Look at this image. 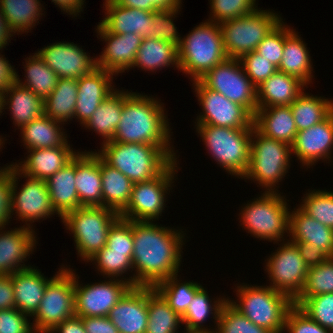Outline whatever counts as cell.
<instances>
[{
	"label": "cell",
	"mask_w": 333,
	"mask_h": 333,
	"mask_svg": "<svg viewBox=\"0 0 333 333\" xmlns=\"http://www.w3.org/2000/svg\"><path fill=\"white\" fill-rule=\"evenodd\" d=\"M19 177L22 179V174L11 164V219L17 213V218L25 221L26 227L33 229L30 224L44 218L46 220L56 212L50 202L46 180L24 176L26 182L18 189Z\"/></svg>",
	"instance_id": "cell-17"
},
{
	"label": "cell",
	"mask_w": 333,
	"mask_h": 333,
	"mask_svg": "<svg viewBox=\"0 0 333 333\" xmlns=\"http://www.w3.org/2000/svg\"><path fill=\"white\" fill-rule=\"evenodd\" d=\"M151 96L136 92L124 94L121 120L112 139L120 143H142L158 145L160 148L171 146L169 119L164 104Z\"/></svg>",
	"instance_id": "cell-2"
},
{
	"label": "cell",
	"mask_w": 333,
	"mask_h": 333,
	"mask_svg": "<svg viewBox=\"0 0 333 333\" xmlns=\"http://www.w3.org/2000/svg\"><path fill=\"white\" fill-rule=\"evenodd\" d=\"M77 96V79L59 78L55 89L44 99V115L63 124L73 120Z\"/></svg>",
	"instance_id": "cell-39"
},
{
	"label": "cell",
	"mask_w": 333,
	"mask_h": 333,
	"mask_svg": "<svg viewBox=\"0 0 333 333\" xmlns=\"http://www.w3.org/2000/svg\"><path fill=\"white\" fill-rule=\"evenodd\" d=\"M148 287L134 286L110 310L108 318L119 333H145L148 324Z\"/></svg>",
	"instance_id": "cell-21"
},
{
	"label": "cell",
	"mask_w": 333,
	"mask_h": 333,
	"mask_svg": "<svg viewBox=\"0 0 333 333\" xmlns=\"http://www.w3.org/2000/svg\"><path fill=\"white\" fill-rule=\"evenodd\" d=\"M205 21L189 31L178 46L180 72L190 75L192 82L228 58L219 24Z\"/></svg>",
	"instance_id": "cell-4"
},
{
	"label": "cell",
	"mask_w": 333,
	"mask_h": 333,
	"mask_svg": "<svg viewBox=\"0 0 333 333\" xmlns=\"http://www.w3.org/2000/svg\"><path fill=\"white\" fill-rule=\"evenodd\" d=\"M210 299L208 292L202 286L195 294L192 302L188 306L186 312L181 316L182 324H185L186 331L199 333H214L207 327H203V323L209 318L210 314L215 319V324L219 319L220 311L223 305L227 302V298L220 297L216 300Z\"/></svg>",
	"instance_id": "cell-38"
},
{
	"label": "cell",
	"mask_w": 333,
	"mask_h": 333,
	"mask_svg": "<svg viewBox=\"0 0 333 333\" xmlns=\"http://www.w3.org/2000/svg\"><path fill=\"white\" fill-rule=\"evenodd\" d=\"M0 53V93L4 94L16 82V70ZM4 57V58H3Z\"/></svg>",
	"instance_id": "cell-61"
},
{
	"label": "cell",
	"mask_w": 333,
	"mask_h": 333,
	"mask_svg": "<svg viewBox=\"0 0 333 333\" xmlns=\"http://www.w3.org/2000/svg\"><path fill=\"white\" fill-rule=\"evenodd\" d=\"M175 160L161 175L153 180L134 183L127 207L119 214L120 218L132 221H155L166 207V194L172 189L175 174L178 172Z\"/></svg>",
	"instance_id": "cell-12"
},
{
	"label": "cell",
	"mask_w": 333,
	"mask_h": 333,
	"mask_svg": "<svg viewBox=\"0 0 333 333\" xmlns=\"http://www.w3.org/2000/svg\"><path fill=\"white\" fill-rule=\"evenodd\" d=\"M60 268L48 282L40 306L32 316L35 333H49L57 324L75 315L74 270L64 265Z\"/></svg>",
	"instance_id": "cell-11"
},
{
	"label": "cell",
	"mask_w": 333,
	"mask_h": 333,
	"mask_svg": "<svg viewBox=\"0 0 333 333\" xmlns=\"http://www.w3.org/2000/svg\"><path fill=\"white\" fill-rule=\"evenodd\" d=\"M261 197L247 202L241 209L240 224L248 233L260 240L281 242L289 234V214L285 196L279 192H264ZM285 199V200H284Z\"/></svg>",
	"instance_id": "cell-9"
},
{
	"label": "cell",
	"mask_w": 333,
	"mask_h": 333,
	"mask_svg": "<svg viewBox=\"0 0 333 333\" xmlns=\"http://www.w3.org/2000/svg\"><path fill=\"white\" fill-rule=\"evenodd\" d=\"M208 153L220 167L239 179L246 174L250 163L252 129H235L196 124ZM240 176V177H239Z\"/></svg>",
	"instance_id": "cell-6"
},
{
	"label": "cell",
	"mask_w": 333,
	"mask_h": 333,
	"mask_svg": "<svg viewBox=\"0 0 333 333\" xmlns=\"http://www.w3.org/2000/svg\"><path fill=\"white\" fill-rule=\"evenodd\" d=\"M3 110V94L0 93V116L2 114Z\"/></svg>",
	"instance_id": "cell-68"
},
{
	"label": "cell",
	"mask_w": 333,
	"mask_h": 333,
	"mask_svg": "<svg viewBox=\"0 0 333 333\" xmlns=\"http://www.w3.org/2000/svg\"><path fill=\"white\" fill-rule=\"evenodd\" d=\"M178 276V274L170 276L158 283L154 288L167 301L170 308L182 316L202 285L193 281L180 283Z\"/></svg>",
	"instance_id": "cell-44"
},
{
	"label": "cell",
	"mask_w": 333,
	"mask_h": 333,
	"mask_svg": "<svg viewBox=\"0 0 333 333\" xmlns=\"http://www.w3.org/2000/svg\"><path fill=\"white\" fill-rule=\"evenodd\" d=\"M4 109L11 111L14 125L21 129L24 125L44 115V99L15 82L3 94V111Z\"/></svg>",
	"instance_id": "cell-33"
},
{
	"label": "cell",
	"mask_w": 333,
	"mask_h": 333,
	"mask_svg": "<svg viewBox=\"0 0 333 333\" xmlns=\"http://www.w3.org/2000/svg\"><path fill=\"white\" fill-rule=\"evenodd\" d=\"M105 18L100 24L111 33L139 34L145 38H151L152 13L151 11L137 8L122 7L113 0H105Z\"/></svg>",
	"instance_id": "cell-25"
},
{
	"label": "cell",
	"mask_w": 333,
	"mask_h": 333,
	"mask_svg": "<svg viewBox=\"0 0 333 333\" xmlns=\"http://www.w3.org/2000/svg\"><path fill=\"white\" fill-rule=\"evenodd\" d=\"M181 7L171 10H157L152 13L151 38L168 41L179 46L182 37L178 35L175 19ZM174 18V19H173Z\"/></svg>",
	"instance_id": "cell-51"
},
{
	"label": "cell",
	"mask_w": 333,
	"mask_h": 333,
	"mask_svg": "<svg viewBox=\"0 0 333 333\" xmlns=\"http://www.w3.org/2000/svg\"><path fill=\"white\" fill-rule=\"evenodd\" d=\"M148 324L145 333H178L182 317L154 288L148 287Z\"/></svg>",
	"instance_id": "cell-42"
},
{
	"label": "cell",
	"mask_w": 333,
	"mask_h": 333,
	"mask_svg": "<svg viewBox=\"0 0 333 333\" xmlns=\"http://www.w3.org/2000/svg\"><path fill=\"white\" fill-rule=\"evenodd\" d=\"M290 108L297 131H302L323 121L333 111V101L303 91Z\"/></svg>",
	"instance_id": "cell-41"
},
{
	"label": "cell",
	"mask_w": 333,
	"mask_h": 333,
	"mask_svg": "<svg viewBox=\"0 0 333 333\" xmlns=\"http://www.w3.org/2000/svg\"><path fill=\"white\" fill-rule=\"evenodd\" d=\"M13 32L9 29L6 19L3 16V13L0 10V50L6 48V44H9L10 38L13 36Z\"/></svg>",
	"instance_id": "cell-65"
},
{
	"label": "cell",
	"mask_w": 333,
	"mask_h": 333,
	"mask_svg": "<svg viewBox=\"0 0 333 333\" xmlns=\"http://www.w3.org/2000/svg\"><path fill=\"white\" fill-rule=\"evenodd\" d=\"M210 6L212 16L207 20L217 24L250 14L258 9L256 0H210Z\"/></svg>",
	"instance_id": "cell-50"
},
{
	"label": "cell",
	"mask_w": 333,
	"mask_h": 333,
	"mask_svg": "<svg viewBox=\"0 0 333 333\" xmlns=\"http://www.w3.org/2000/svg\"><path fill=\"white\" fill-rule=\"evenodd\" d=\"M106 246L108 252L133 253L134 241L131 220L119 218L111 226Z\"/></svg>",
	"instance_id": "cell-54"
},
{
	"label": "cell",
	"mask_w": 333,
	"mask_h": 333,
	"mask_svg": "<svg viewBox=\"0 0 333 333\" xmlns=\"http://www.w3.org/2000/svg\"><path fill=\"white\" fill-rule=\"evenodd\" d=\"M82 321L86 333H119L108 316L83 317Z\"/></svg>",
	"instance_id": "cell-59"
},
{
	"label": "cell",
	"mask_w": 333,
	"mask_h": 333,
	"mask_svg": "<svg viewBox=\"0 0 333 333\" xmlns=\"http://www.w3.org/2000/svg\"><path fill=\"white\" fill-rule=\"evenodd\" d=\"M86 333L81 317L76 315L57 324L49 333Z\"/></svg>",
	"instance_id": "cell-62"
},
{
	"label": "cell",
	"mask_w": 333,
	"mask_h": 333,
	"mask_svg": "<svg viewBox=\"0 0 333 333\" xmlns=\"http://www.w3.org/2000/svg\"><path fill=\"white\" fill-rule=\"evenodd\" d=\"M239 61L241 62L245 74L256 87H259L277 71V67L255 51L242 55Z\"/></svg>",
	"instance_id": "cell-52"
},
{
	"label": "cell",
	"mask_w": 333,
	"mask_h": 333,
	"mask_svg": "<svg viewBox=\"0 0 333 333\" xmlns=\"http://www.w3.org/2000/svg\"><path fill=\"white\" fill-rule=\"evenodd\" d=\"M37 53L59 78L78 79L97 68L96 58L88 55L73 42L53 43L38 50Z\"/></svg>",
	"instance_id": "cell-18"
},
{
	"label": "cell",
	"mask_w": 333,
	"mask_h": 333,
	"mask_svg": "<svg viewBox=\"0 0 333 333\" xmlns=\"http://www.w3.org/2000/svg\"><path fill=\"white\" fill-rule=\"evenodd\" d=\"M132 255L133 253L108 252V247L105 245L88 262H93L104 277L118 279L133 269Z\"/></svg>",
	"instance_id": "cell-47"
},
{
	"label": "cell",
	"mask_w": 333,
	"mask_h": 333,
	"mask_svg": "<svg viewBox=\"0 0 333 333\" xmlns=\"http://www.w3.org/2000/svg\"><path fill=\"white\" fill-rule=\"evenodd\" d=\"M286 241L280 243L276 252L268 256L265 271L271 280L269 286L294 301L305 286L309 268L297 245L288 239Z\"/></svg>",
	"instance_id": "cell-14"
},
{
	"label": "cell",
	"mask_w": 333,
	"mask_h": 333,
	"mask_svg": "<svg viewBox=\"0 0 333 333\" xmlns=\"http://www.w3.org/2000/svg\"><path fill=\"white\" fill-rule=\"evenodd\" d=\"M131 226L135 274L129 276V283L133 287H155L170 276L177 275L186 234L180 229L159 226L153 221L131 220Z\"/></svg>",
	"instance_id": "cell-1"
},
{
	"label": "cell",
	"mask_w": 333,
	"mask_h": 333,
	"mask_svg": "<svg viewBox=\"0 0 333 333\" xmlns=\"http://www.w3.org/2000/svg\"><path fill=\"white\" fill-rule=\"evenodd\" d=\"M96 33L107 44L101 55L96 57L97 68L107 70L115 75L130 70L143 37L134 33H111L100 23L97 25Z\"/></svg>",
	"instance_id": "cell-19"
},
{
	"label": "cell",
	"mask_w": 333,
	"mask_h": 333,
	"mask_svg": "<svg viewBox=\"0 0 333 333\" xmlns=\"http://www.w3.org/2000/svg\"><path fill=\"white\" fill-rule=\"evenodd\" d=\"M51 2H54L61 11L63 10L69 15L77 17L83 10L82 6L84 5L85 0H52Z\"/></svg>",
	"instance_id": "cell-63"
},
{
	"label": "cell",
	"mask_w": 333,
	"mask_h": 333,
	"mask_svg": "<svg viewBox=\"0 0 333 333\" xmlns=\"http://www.w3.org/2000/svg\"><path fill=\"white\" fill-rule=\"evenodd\" d=\"M326 293H333V257L308 269L305 286L294 305L299 307L308 297Z\"/></svg>",
	"instance_id": "cell-45"
},
{
	"label": "cell",
	"mask_w": 333,
	"mask_h": 333,
	"mask_svg": "<svg viewBox=\"0 0 333 333\" xmlns=\"http://www.w3.org/2000/svg\"><path fill=\"white\" fill-rule=\"evenodd\" d=\"M27 58L24 65L26 73L24 77L26 79L22 82L18 73H16V82L30 89L35 95L45 99L55 89L59 77L44 63L37 52Z\"/></svg>",
	"instance_id": "cell-43"
},
{
	"label": "cell",
	"mask_w": 333,
	"mask_h": 333,
	"mask_svg": "<svg viewBox=\"0 0 333 333\" xmlns=\"http://www.w3.org/2000/svg\"><path fill=\"white\" fill-rule=\"evenodd\" d=\"M77 276L74 273V310L75 315L81 318L108 316L110 310L133 287L129 279L123 276L91 285L80 284Z\"/></svg>",
	"instance_id": "cell-15"
},
{
	"label": "cell",
	"mask_w": 333,
	"mask_h": 333,
	"mask_svg": "<svg viewBox=\"0 0 333 333\" xmlns=\"http://www.w3.org/2000/svg\"><path fill=\"white\" fill-rule=\"evenodd\" d=\"M11 218V164L0 176V228H5Z\"/></svg>",
	"instance_id": "cell-57"
},
{
	"label": "cell",
	"mask_w": 333,
	"mask_h": 333,
	"mask_svg": "<svg viewBox=\"0 0 333 333\" xmlns=\"http://www.w3.org/2000/svg\"><path fill=\"white\" fill-rule=\"evenodd\" d=\"M184 333H199V332H188V331H186V332H184Z\"/></svg>",
	"instance_id": "cell-69"
},
{
	"label": "cell",
	"mask_w": 333,
	"mask_h": 333,
	"mask_svg": "<svg viewBox=\"0 0 333 333\" xmlns=\"http://www.w3.org/2000/svg\"><path fill=\"white\" fill-rule=\"evenodd\" d=\"M75 175L76 156L46 180L52 208L61 219L67 213L81 207L75 185Z\"/></svg>",
	"instance_id": "cell-30"
},
{
	"label": "cell",
	"mask_w": 333,
	"mask_h": 333,
	"mask_svg": "<svg viewBox=\"0 0 333 333\" xmlns=\"http://www.w3.org/2000/svg\"><path fill=\"white\" fill-rule=\"evenodd\" d=\"M285 44V24L281 21L257 46L255 52L279 67Z\"/></svg>",
	"instance_id": "cell-53"
},
{
	"label": "cell",
	"mask_w": 333,
	"mask_h": 333,
	"mask_svg": "<svg viewBox=\"0 0 333 333\" xmlns=\"http://www.w3.org/2000/svg\"><path fill=\"white\" fill-rule=\"evenodd\" d=\"M13 282L15 308L32 317L40 306L45 288L52 279L46 278L37 268H27L10 274Z\"/></svg>",
	"instance_id": "cell-27"
},
{
	"label": "cell",
	"mask_w": 333,
	"mask_h": 333,
	"mask_svg": "<svg viewBox=\"0 0 333 333\" xmlns=\"http://www.w3.org/2000/svg\"><path fill=\"white\" fill-rule=\"evenodd\" d=\"M285 330L288 333H333L317 324L295 305L286 316L284 332Z\"/></svg>",
	"instance_id": "cell-55"
},
{
	"label": "cell",
	"mask_w": 333,
	"mask_h": 333,
	"mask_svg": "<svg viewBox=\"0 0 333 333\" xmlns=\"http://www.w3.org/2000/svg\"><path fill=\"white\" fill-rule=\"evenodd\" d=\"M199 81L227 99L244 106L253 116L258 108L257 87L245 74L237 58H227L208 71Z\"/></svg>",
	"instance_id": "cell-13"
},
{
	"label": "cell",
	"mask_w": 333,
	"mask_h": 333,
	"mask_svg": "<svg viewBox=\"0 0 333 333\" xmlns=\"http://www.w3.org/2000/svg\"><path fill=\"white\" fill-rule=\"evenodd\" d=\"M291 149L303 167L310 168L320 159L326 162L332 160L333 111L320 123L298 131Z\"/></svg>",
	"instance_id": "cell-20"
},
{
	"label": "cell",
	"mask_w": 333,
	"mask_h": 333,
	"mask_svg": "<svg viewBox=\"0 0 333 333\" xmlns=\"http://www.w3.org/2000/svg\"><path fill=\"white\" fill-rule=\"evenodd\" d=\"M202 112L195 124L235 129H253L254 116L242 105L232 102L217 91L206 88L199 80L192 82Z\"/></svg>",
	"instance_id": "cell-16"
},
{
	"label": "cell",
	"mask_w": 333,
	"mask_h": 333,
	"mask_svg": "<svg viewBox=\"0 0 333 333\" xmlns=\"http://www.w3.org/2000/svg\"><path fill=\"white\" fill-rule=\"evenodd\" d=\"M4 138H2V136L0 137V149L2 148V147H4L3 146V143L5 144V140H3ZM2 146V147H1ZM6 166V167H5ZM4 167H1L0 168V176L1 175H3V174H5L8 170H9V168H10V165H5Z\"/></svg>",
	"instance_id": "cell-67"
},
{
	"label": "cell",
	"mask_w": 333,
	"mask_h": 333,
	"mask_svg": "<svg viewBox=\"0 0 333 333\" xmlns=\"http://www.w3.org/2000/svg\"><path fill=\"white\" fill-rule=\"evenodd\" d=\"M42 8L40 0H0V10L14 36L31 31L44 14Z\"/></svg>",
	"instance_id": "cell-40"
},
{
	"label": "cell",
	"mask_w": 333,
	"mask_h": 333,
	"mask_svg": "<svg viewBox=\"0 0 333 333\" xmlns=\"http://www.w3.org/2000/svg\"><path fill=\"white\" fill-rule=\"evenodd\" d=\"M13 282L10 275H0V310L15 308Z\"/></svg>",
	"instance_id": "cell-60"
},
{
	"label": "cell",
	"mask_w": 333,
	"mask_h": 333,
	"mask_svg": "<svg viewBox=\"0 0 333 333\" xmlns=\"http://www.w3.org/2000/svg\"><path fill=\"white\" fill-rule=\"evenodd\" d=\"M102 206L121 213L128 205L134 183L100 157Z\"/></svg>",
	"instance_id": "cell-36"
},
{
	"label": "cell",
	"mask_w": 333,
	"mask_h": 333,
	"mask_svg": "<svg viewBox=\"0 0 333 333\" xmlns=\"http://www.w3.org/2000/svg\"><path fill=\"white\" fill-rule=\"evenodd\" d=\"M114 75L107 70L96 68L90 74L77 79L78 96L74 118L80 121L81 126L87 123L103 100L115 90V86H112Z\"/></svg>",
	"instance_id": "cell-23"
},
{
	"label": "cell",
	"mask_w": 333,
	"mask_h": 333,
	"mask_svg": "<svg viewBox=\"0 0 333 333\" xmlns=\"http://www.w3.org/2000/svg\"><path fill=\"white\" fill-rule=\"evenodd\" d=\"M75 185L80 206H102L100 156L94 151L76 155Z\"/></svg>",
	"instance_id": "cell-26"
},
{
	"label": "cell",
	"mask_w": 333,
	"mask_h": 333,
	"mask_svg": "<svg viewBox=\"0 0 333 333\" xmlns=\"http://www.w3.org/2000/svg\"><path fill=\"white\" fill-rule=\"evenodd\" d=\"M25 160L12 164L23 176L47 180L69 163L77 154L70 146L30 149Z\"/></svg>",
	"instance_id": "cell-24"
},
{
	"label": "cell",
	"mask_w": 333,
	"mask_h": 333,
	"mask_svg": "<svg viewBox=\"0 0 333 333\" xmlns=\"http://www.w3.org/2000/svg\"><path fill=\"white\" fill-rule=\"evenodd\" d=\"M299 308L317 324L333 332V293L308 297Z\"/></svg>",
	"instance_id": "cell-49"
},
{
	"label": "cell",
	"mask_w": 333,
	"mask_h": 333,
	"mask_svg": "<svg viewBox=\"0 0 333 333\" xmlns=\"http://www.w3.org/2000/svg\"><path fill=\"white\" fill-rule=\"evenodd\" d=\"M305 87L297 77L277 70L257 87L258 108L291 105Z\"/></svg>",
	"instance_id": "cell-31"
},
{
	"label": "cell",
	"mask_w": 333,
	"mask_h": 333,
	"mask_svg": "<svg viewBox=\"0 0 333 333\" xmlns=\"http://www.w3.org/2000/svg\"><path fill=\"white\" fill-rule=\"evenodd\" d=\"M119 213L104 206H81L67 213L62 222L74 237L77 255L88 262L105 245L111 226Z\"/></svg>",
	"instance_id": "cell-8"
},
{
	"label": "cell",
	"mask_w": 333,
	"mask_h": 333,
	"mask_svg": "<svg viewBox=\"0 0 333 333\" xmlns=\"http://www.w3.org/2000/svg\"><path fill=\"white\" fill-rule=\"evenodd\" d=\"M237 300L229 303L253 324L271 333H284L285 320L294 301L284 293L270 286L240 284L236 287Z\"/></svg>",
	"instance_id": "cell-5"
},
{
	"label": "cell",
	"mask_w": 333,
	"mask_h": 333,
	"mask_svg": "<svg viewBox=\"0 0 333 333\" xmlns=\"http://www.w3.org/2000/svg\"><path fill=\"white\" fill-rule=\"evenodd\" d=\"M291 155L290 145L264 136L253 126L249 168L242 179L257 182L265 192H278V183L290 169Z\"/></svg>",
	"instance_id": "cell-7"
},
{
	"label": "cell",
	"mask_w": 333,
	"mask_h": 333,
	"mask_svg": "<svg viewBox=\"0 0 333 333\" xmlns=\"http://www.w3.org/2000/svg\"><path fill=\"white\" fill-rule=\"evenodd\" d=\"M27 317L16 308L0 310V333H35Z\"/></svg>",
	"instance_id": "cell-56"
},
{
	"label": "cell",
	"mask_w": 333,
	"mask_h": 333,
	"mask_svg": "<svg viewBox=\"0 0 333 333\" xmlns=\"http://www.w3.org/2000/svg\"><path fill=\"white\" fill-rule=\"evenodd\" d=\"M0 228V275H10L32 267L25 265L36 245V233L24 224L20 228ZM24 263V264H21Z\"/></svg>",
	"instance_id": "cell-22"
},
{
	"label": "cell",
	"mask_w": 333,
	"mask_h": 333,
	"mask_svg": "<svg viewBox=\"0 0 333 333\" xmlns=\"http://www.w3.org/2000/svg\"><path fill=\"white\" fill-rule=\"evenodd\" d=\"M122 7L137 8L147 11V0H113Z\"/></svg>",
	"instance_id": "cell-66"
},
{
	"label": "cell",
	"mask_w": 333,
	"mask_h": 333,
	"mask_svg": "<svg viewBox=\"0 0 333 333\" xmlns=\"http://www.w3.org/2000/svg\"><path fill=\"white\" fill-rule=\"evenodd\" d=\"M289 241L309 242L333 257V229L307 215L299 206L289 214Z\"/></svg>",
	"instance_id": "cell-29"
},
{
	"label": "cell",
	"mask_w": 333,
	"mask_h": 333,
	"mask_svg": "<svg viewBox=\"0 0 333 333\" xmlns=\"http://www.w3.org/2000/svg\"><path fill=\"white\" fill-rule=\"evenodd\" d=\"M253 124L264 136L290 146L298 132L290 105L257 108Z\"/></svg>",
	"instance_id": "cell-28"
},
{
	"label": "cell",
	"mask_w": 333,
	"mask_h": 333,
	"mask_svg": "<svg viewBox=\"0 0 333 333\" xmlns=\"http://www.w3.org/2000/svg\"><path fill=\"white\" fill-rule=\"evenodd\" d=\"M282 20L273 11L257 9L219 24L227 57L239 59L242 55L255 51Z\"/></svg>",
	"instance_id": "cell-10"
},
{
	"label": "cell",
	"mask_w": 333,
	"mask_h": 333,
	"mask_svg": "<svg viewBox=\"0 0 333 333\" xmlns=\"http://www.w3.org/2000/svg\"><path fill=\"white\" fill-rule=\"evenodd\" d=\"M170 65L176 66L179 71L178 46L168 41L145 38L131 68L154 72Z\"/></svg>",
	"instance_id": "cell-37"
},
{
	"label": "cell",
	"mask_w": 333,
	"mask_h": 333,
	"mask_svg": "<svg viewBox=\"0 0 333 333\" xmlns=\"http://www.w3.org/2000/svg\"><path fill=\"white\" fill-rule=\"evenodd\" d=\"M127 91L115 89L99 105L91 118L83 125L84 128L93 130L103 137V142L112 141L119 121L124 103V94Z\"/></svg>",
	"instance_id": "cell-35"
},
{
	"label": "cell",
	"mask_w": 333,
	"mask_h": 333,
	"mask_svg": "<svg viewBox=\"0 0 333 333\" xmlns=\"http://www.w3.org/2000/svg\"><path fill=\"white\" fill-rule=\"evenodd\" d=\"M298 32L285 24V44L278 71L300 79L306 85L312 83L313 67L310 52Z\"/></svg>",
	"instance_id": "cell-32"
},
{
	"label": "cell",
	"mask_w": 333,
	"mask_h": 333,
	"mask_svg": "<svg viewBox=\"0 0 333 333\" xmlns=\"http://www.w3.org/2000/svg\"><path fill=\"white\" fill-rule=\"evenodd\" d=\"M61 122L45 115L24 125L20 130L21 140L26 149L52 148L58 146H70L67 135L60 127Z\"/></svg>",
	"instance_id": "cell-34"
},
{
	"label": "cell",
	"mask_w": 333,
	"mask_h": 333,
	"mask_svg": "<svg viewBox=\"0 0 333 333\" xmlns=\"http://www.w3.org/2000/svg\"><path fill=\"white\" fill-rule=\"evenodd\" d=\"M96 153L133 183L146 182L161 175L175 160L172 148L142 143L109 141Z\"/></svg>",
	"instance_id": "cell-3"
},
{
	"label": "cell",
	"mask_w": 333,
	"mask_h": 333,
	"mask_svg": "<svg viewBox=\"0 0 333 333\" xmlns=\"http://www.w3.org/2000/svg\"><path fill=\"white\" fill-rule=\"evenodd\" d=\"M298 250L300 251L301 257L308 268L317 266L326 261L329 256L323 252L319 247H315L309 242H294Z\"/></svg>",
	"instance_id": "cell-58"
},
{
	"label": "cell",
	"mask_w": 333,
	"mask_h": 333,
	"mask_svg": "<svg viewBox=\"0 0 333 333\" xmlns=\"http://www.w3.org/2000/svg\"><path fill=\"white\" fill-rule=\"evenodd\" d=\"M182 0H147V11L171 10L181 7Z\"/></svg>",
	"instance_id": "cell-64"
},
{
	"label": "cell",
	"mask_w": 333,
	"mask_h": 333,
	"mask_svg": "<svg viewBox=\"0 0 333 333\" xmlns=\"http://www.w3.org/2000/svg\"><path fill=\"white\" fill-rule=\"evenodd\" d=\"M214 330V333H271L267 329L253 324L246 316L235 309L228 300L220 311Z\"/></svg>",
	"instance_id": "cell-48"
},
{
	"label": "cell",
	"mask_w": 333,
	"mask_h": 333,
	"mask_svg": "<svg viewBox=\"0 0 333 333\" xmlns=\"http://www.w3.org/2000/svg\"><path fill=\"white\" fill-rule=\"evenodd\" d=\"M304 197L299 207L307 215L333 229V192L314 189L304 194Z\"/></svg>",
	"instance_id": "cell-46"
}]
</instances>
